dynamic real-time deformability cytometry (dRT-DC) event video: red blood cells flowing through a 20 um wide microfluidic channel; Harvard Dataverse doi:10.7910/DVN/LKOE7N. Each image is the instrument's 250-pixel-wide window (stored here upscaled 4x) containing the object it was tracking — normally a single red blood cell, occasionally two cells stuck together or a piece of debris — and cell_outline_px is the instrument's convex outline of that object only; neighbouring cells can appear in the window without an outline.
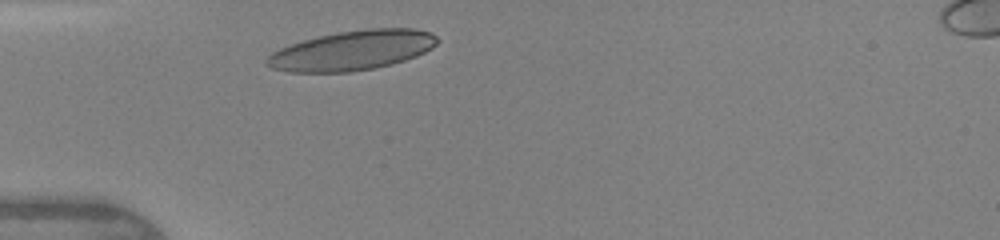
{"species": "human", "species_latin": "Homo sapiens", "temperature_condition": "warm", "stored_images_in_passage": 9, "camera_frame_rate_fps": 3000, "um_per_image_px": 0.085, "donor": {"sex": "female"}, "frame": {"image": 1, "passage_image": 2, "time_ms": 0.667, "image_size_px": [1000, 240], "cell_outline_px": [[440, 40], [432, 48], [416, 56], [392, 64], [372, 68], [348, 72], [288, 72], [272, 68], [264, 60], [272, 52], [280, 48], [304, 40], [336, 32], [368, 28], [412, 28], [432, 32]], "centroid_in_image_um": [29.96, 4.28], "position_along_channel_um": 55.0, "area_um2": 39.3}}
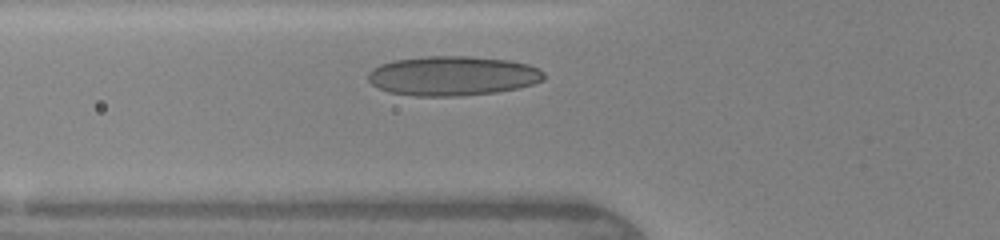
{"frame": {"image": 2, "passage_image": 4, "time_ms": 1.667, "image_size_px": [1000, 240], "cell_outline_px": [[544, 80], [532, 84], [516, 88], [496, 92], [460, 96], [416, 96], [388, 92], [372, 84], [368, 80], [368, 72], [372, 68], [380, 64], [396, 60], [428, 56], [468, 56], [508, 60], [528, 64], [540, 68], [544, 72]], "centroid_in_image_um": [38.47, 6.45], "position_along_channel_um": 87.3, "area_um2": 40.52}}